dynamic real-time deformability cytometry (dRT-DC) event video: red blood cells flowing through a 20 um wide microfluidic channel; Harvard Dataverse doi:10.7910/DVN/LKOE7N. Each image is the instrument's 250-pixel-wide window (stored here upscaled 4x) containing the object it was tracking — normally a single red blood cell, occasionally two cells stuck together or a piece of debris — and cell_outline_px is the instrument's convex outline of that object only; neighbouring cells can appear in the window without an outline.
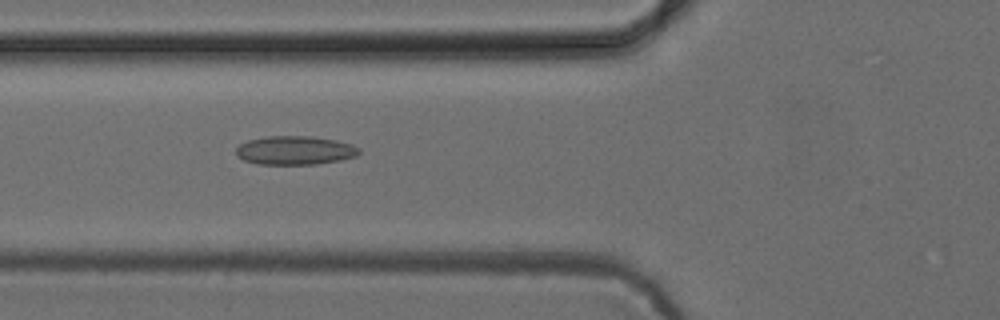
{"species": "common noctule bat (a hibernating species)", "species_latin": "Nyctalus noctula", "temperature_condition": "cold", "stored_images_in_passage": 50, "camera_frame_rate_fps": 3000, "um_per_image_px": 0.085, "animal": {"sex": "female", "body_mass_g": 24.6, "forearm_length_mm": 56.2}, "frame": {"image": 1, "passage_image": 18, "time_ms": 5.667, "image_size_px": [1000, 320], "cell_outline_px": [[360, 152], [356, 156], [340, 160], [316, 164], [256, 164], [244, 160], [236, 156], [236, 148], [240, 144], [248, 140], [268, 136], [312, 136], [336, 140], [352, 144], [360, 148]], "centroid_in_image_um": [25.07, 12.78], "position_along_channel_um": 100.7, "area_um2": 20.69}}
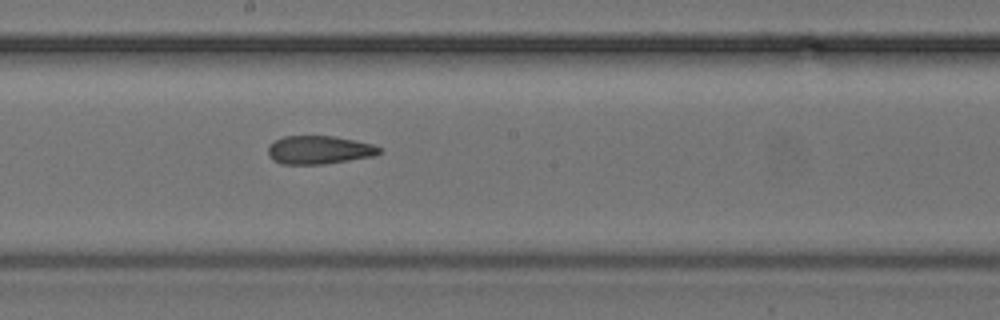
{"frame": {"image": 2, "passage_image": 27, "time_ms": 8.667, "image_size_px": [1000, 320], "cell_outline_px": [[380, 152], [376, 156], [324, 164], [280, 164], [272, 160], [268, 152], [268, 144], [284, 136], [332, 136], [372, 144], [380, 148]], "centroid_in_image_um": [27.09, 12.75], "position_along_channel_um": 221.1, "area_um2": 18.32}}
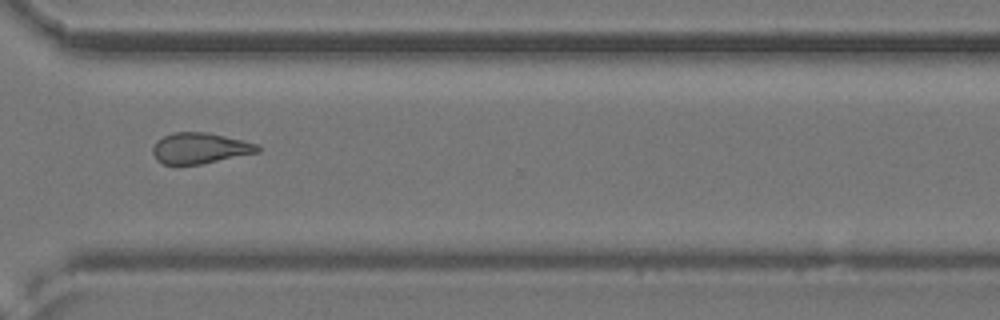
{"frame": {"image": 3, "passage_image": 37, "time_ms": 12.0, "image_size_px": [1000, 320], "cell_outline_px": [[260, 152], [200, 164], [164, 164], [156, 160], [152, 152], [152, 148], [156, 140], [172, 132], [208, 132], [256, 144], [260, 148]], "centroid_in_image_um": [16.95, 12.59], "position_along_channel_um": 353.7, "area_um2": 18.73}}